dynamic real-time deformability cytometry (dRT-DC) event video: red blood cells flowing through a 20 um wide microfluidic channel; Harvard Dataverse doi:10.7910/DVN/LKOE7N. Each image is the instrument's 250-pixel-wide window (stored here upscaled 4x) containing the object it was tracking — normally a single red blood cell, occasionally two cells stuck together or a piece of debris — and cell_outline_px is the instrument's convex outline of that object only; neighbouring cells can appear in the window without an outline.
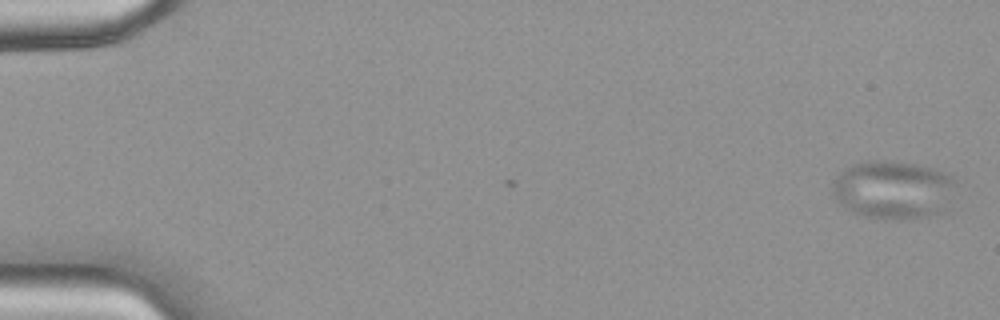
{"species": "common noctule bat (a hibernating species)", "species_latin": "Nyctalus noctula", "temperature_condition": "warm", "stored_images_in_passage": 3, "camera_frame_rate_fps": 3000, "um_per_image_px": 0.085, "animal": {"sex": "female", "body_mass_g": 18.4}, "frame": {"image": 1, "passage_image": 3, "time_ms": 0.667, "image_size_px": [1000, 320], "cell_outline_px": [[956, 184], [948, 212], [908, 220], [864, 216], [852, 212], [840, 204], [836, 200], [832, 192], [832, 188], [836, 176], [840, 172], [852, 164], [868, 160], [888, 160], [916, 164], [932, 168], [944, 172], [952, 176], [956, 180]], "centroid_in_image_um": [75.97, 16.14], "position_along_channel_um": 9.0, "area_um2": 42.66}}